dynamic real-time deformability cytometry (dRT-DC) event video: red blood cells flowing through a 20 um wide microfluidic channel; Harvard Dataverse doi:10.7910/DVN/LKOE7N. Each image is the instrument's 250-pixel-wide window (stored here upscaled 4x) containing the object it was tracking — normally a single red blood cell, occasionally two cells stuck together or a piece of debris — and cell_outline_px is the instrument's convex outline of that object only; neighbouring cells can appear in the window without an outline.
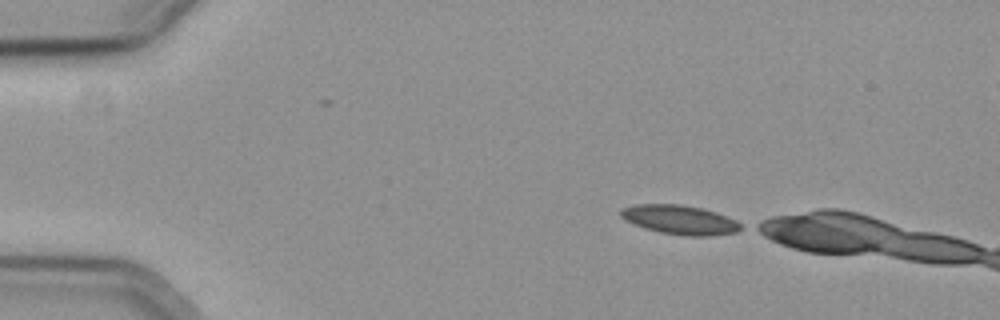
{"species": "common noctule bat (a hibernating species)", "species_latin": "Nyctalus noctula", "temperature_condition": "cold", "stored_images_in_passage": 7, "camera_frame_rate_fps": 3000, "um_per_image_px": 0.085, "animal": {"sex": "female", "body_mass_g": 19.3, "forearm_length_mm": 54.1}, "frame": {"image": 1, "passage_image": 1, "time_ms": 0.0, "image_size_px": [1000, 320], "cell_outline_px": [[744, 228], [736, 232], [712, 236], [684, 236], [660, 232], [644, 228], [624, 220], [620, 216], [620, 208], [636, 204], [680, 204], [700, 208], [716, 212], [736, 220], [744, 224]], "centroid_in_image_um": [57.8, 18.69], "position_along_channel_um": 27.2, "area_um2": 20.69}}